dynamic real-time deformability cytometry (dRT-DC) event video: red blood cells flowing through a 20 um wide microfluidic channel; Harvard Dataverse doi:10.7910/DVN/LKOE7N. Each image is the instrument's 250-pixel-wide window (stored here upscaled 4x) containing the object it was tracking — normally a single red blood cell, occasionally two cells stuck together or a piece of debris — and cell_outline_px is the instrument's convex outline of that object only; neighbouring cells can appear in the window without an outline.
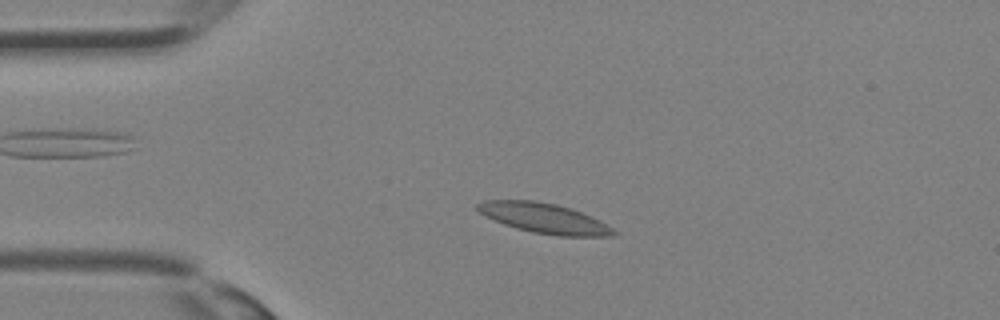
{"species": "Egyptian fruit bat (a non-hibernating species)", "species_latin": "Rousettus aegyptiacus", "temperature_condition": "room temperature", "stored_images_in_passage": 35, "camera_frame_rate_fps": 3000, "um_per_image_px": 0.085, "animal": {"sex": "female"}, "frame": {"image": 1, "passage_image": 8, "time_ms": 2.333, "image_size_px": [1000, 320], "cell_outline_px": [[620, 232], [612, 236], [560, 236], [532, 232], [516, 228], [504, 224], [480, 212], [476, 208], [476, 204], [484, 200], [532, 200], [556, 204], [572, 208], [600, 220]], "centroid_in_image_um": [46.31, 18.55], "position_along_channel_um": 38.7, "area_um2": 23.76}}
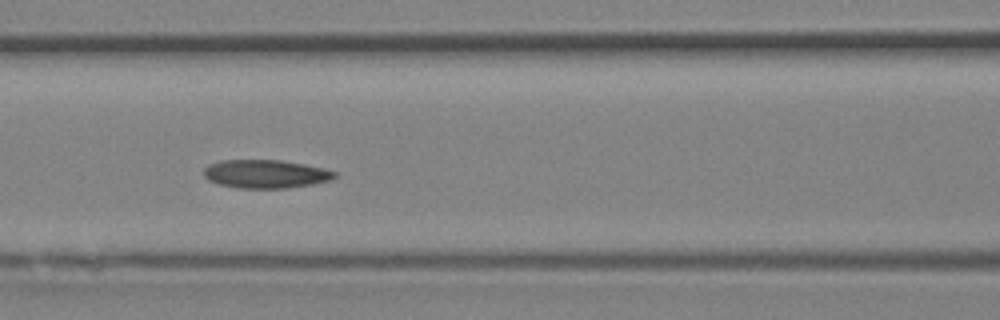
{"frame": {"image": 2, "passage_image": 15, "time_ms": 4.667, "image_size_px": [1000, 320], "cell_outline_px": [[336, 176], [332, 180], [312, 184], [288, 188], [236, 188], [220, 184], [208, 180], [204, 176], [204, 168], [208, 164], [220, 160], [280, 160], [304, 164], [324, 168], [336, 172]], "centroid_in_image_um": [22.57, 14.78], "position_along_channel_um": 144.0, "area_um2": 21.73}}
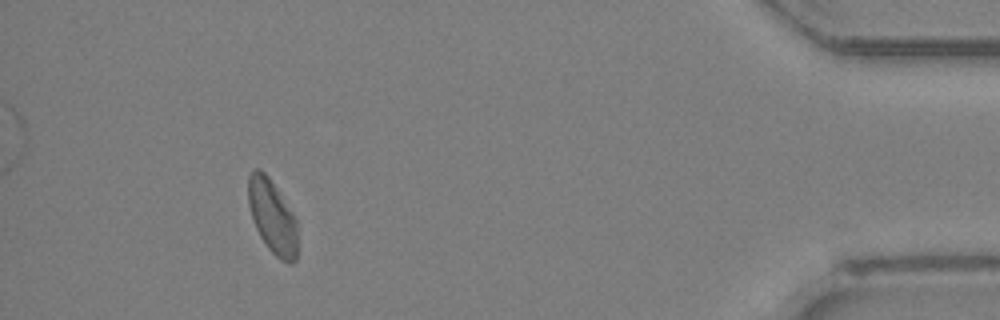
{"frame": {"image": 3, "passage_image": 32, "time_ms": 10.333, "image_size_px": [1000, 320], "cell_outline_px": [[296, 260], [292, 264], [288, 264], [280, 260], [268, 248], [260, 236], [256, 228], [248, 204], [248, 176], [256, 168], [260, 168], [268, 176], [296, 220]], "centroid_in_image_um": [23.13, 18.44], "position_along_channel_um": 412.1, "area_um2": 20.75}}